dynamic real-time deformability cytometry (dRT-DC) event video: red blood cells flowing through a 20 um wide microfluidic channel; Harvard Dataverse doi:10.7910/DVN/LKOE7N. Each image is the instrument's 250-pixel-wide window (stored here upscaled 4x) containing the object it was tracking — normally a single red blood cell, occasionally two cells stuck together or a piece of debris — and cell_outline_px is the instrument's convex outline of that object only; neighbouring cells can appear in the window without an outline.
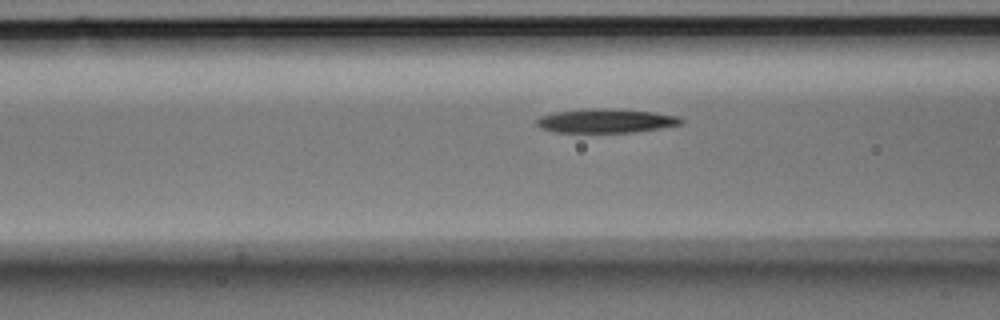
{"species": "Egyptian fruit bat (a non-hibernating species)", "species_latin": "Rousettus aegyptiacus", "temperature_condition": "room temperature", "stored_images_in_passage": 31, "camera_frame_rate_fps": 3000, "um_per_image_px": 0.085, "animal": {"sex": "male"}, "frame": {"image": 1, "passage_image": 9, "time_ms": 2.667, "image_size_px": [1000, 320], "cell_outline_px": [[684, 124], [636, 132], [552, 132], [540, 128], [536, 124], [536, 120], [540, 116], [556, 112], [584, 108], [604, 108], [656, 112], [680, 116], [684, 120]], "centroid_in_image_um": [51.53, 10.26], "position_along_channel_um": 115.1, "area_um2": 20.46}}
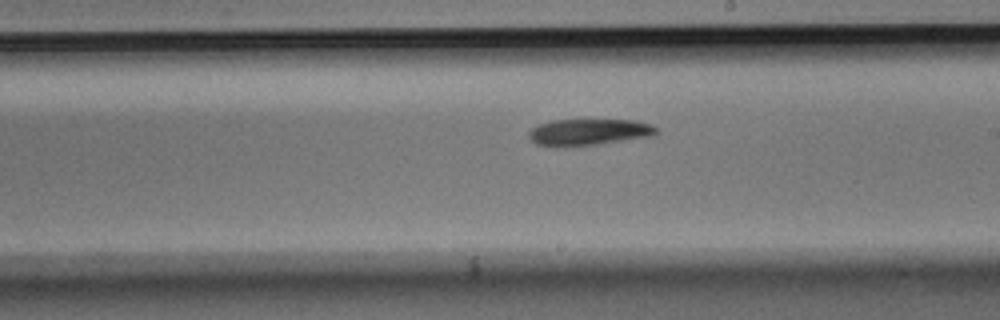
{"frame": {"image": 2, "passage_image": 19, "time_ms": 6.0, "image_size_px": [1000, 320], "cell_outline_px": [[660, 132], [656, 136], [600, 144], [564, 148], [552, 148], [536, 144], [528, 136], [528, 132], [532, 128], [540, 124], [552, 120], [584, 116], [636, 120], [660, 128]], "centroid_in_image_um": [50.08, 11.19], "position_along_channel_um": 238.9, "area_um2": 21.56}}
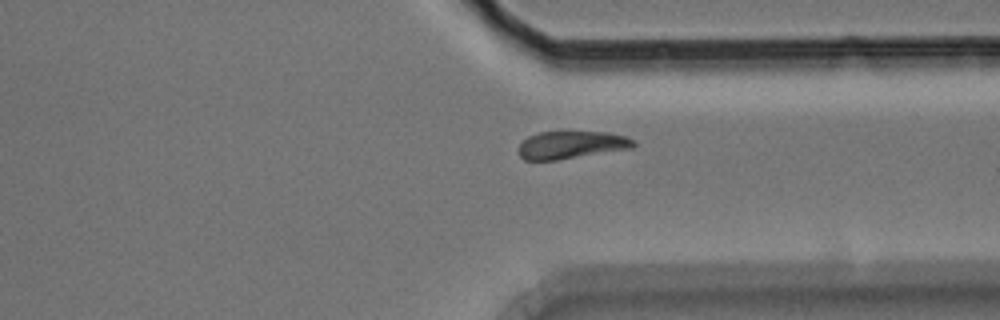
{"frame": {"image": 3, "passage_image": 29, "time_ms": 9.333, "image_size_px": [1000, 320], "cell_outline_px": [[636, 144], [632, 148], [560, 160], [524, 160], [520, 156], [516, 148], [528, 136], [540, 132], [604, 132], [624, 136], [632, 140]], "centroid_in_image_um": [48.51, 12.33], "position_along_channel_um": 362.9, "area_um2": 18.5}}